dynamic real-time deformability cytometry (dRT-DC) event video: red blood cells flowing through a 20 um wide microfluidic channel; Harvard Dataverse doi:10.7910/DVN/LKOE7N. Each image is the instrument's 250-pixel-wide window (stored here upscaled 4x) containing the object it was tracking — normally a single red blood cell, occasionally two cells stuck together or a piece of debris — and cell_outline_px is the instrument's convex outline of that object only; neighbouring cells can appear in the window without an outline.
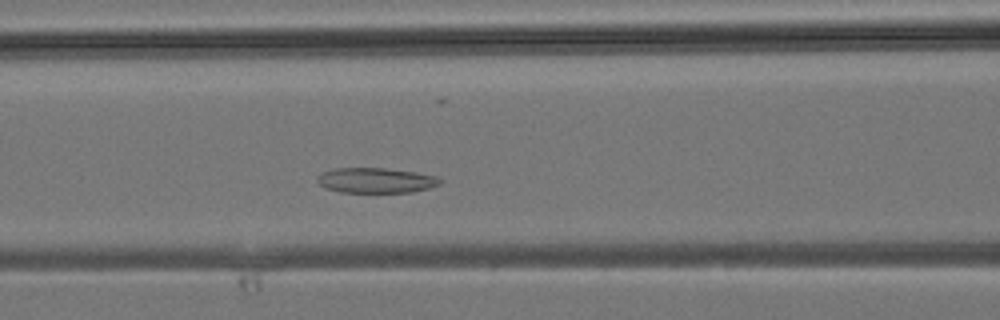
{"species": "common noctule bat (a hibernating species)", "species_latin": "Nyctalus noctula", "temperature_condition": "room temperature", "stored_images_in_passage": 27, "camera_frame_rate_fps": 3000, "um_per_image_px": 0.085, "animal": {"sex": "male", "body_mass_g": 19.2, "forearm_length_mm": 51.8}, "frame": {"image": 1, "passage_image": 9, "time_ms": 2.667, "image_size_px": [1000, 320], "cell_outline_px": [[444, 180], [440, 184], [428, 188], [412, 192], [340, 192], [324, 188], [316, 180], [316, 176], [324, 172], [336, 168], [384, 168], [416, 172], [436, 176]], "centroid_in_image_um": [31.95, 15.33], "position_along_channel_um": 134.6, "area_um2": 18.03}}
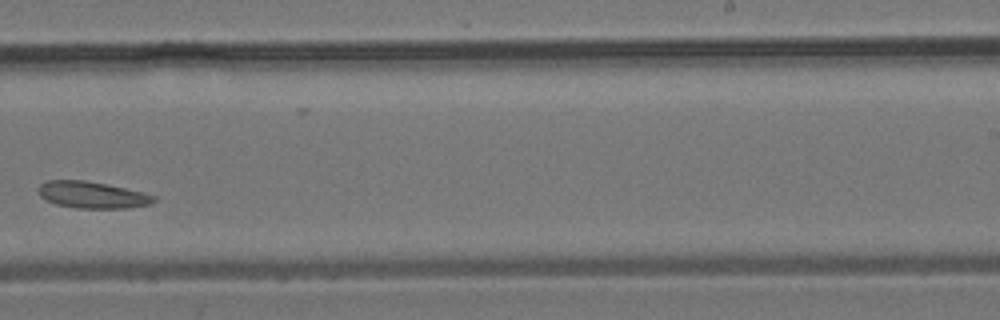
{"frame": {"image": 2, "passage_image": 17, "time_ms": 5.333, "image_size_px": [1000, 320], "cell_outline_px": [[156, 200], [152, 204], [128, 208], [76, 208], [56, 204], [44, 200], [40, 196], [36, 188], [44, 180], [84, 180], [144, 192], [156, 196]], "centroid_in_image_um": [7.81, 16.57], "position_along_channel_um": 281.2, "area_um2": 18.15}}
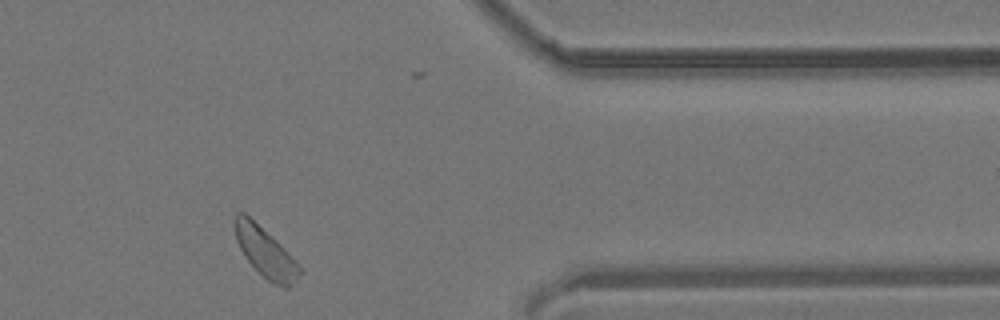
{"frame": {"image": 3, "passage_image": 24, "time_ms": 7.667, "image_size_px": [1000, 320], "cell_outline_px": [[304, 272], [288, 288], [284, 288], [272, 284], [244, 256], [236, 240], [236, 212], [244, 212], [276, 240], [280, 244]], "centroid_in_image_um": [22.59, 21.48], "position_along_channel_um": 388.8, "area_um2": 18.21}}